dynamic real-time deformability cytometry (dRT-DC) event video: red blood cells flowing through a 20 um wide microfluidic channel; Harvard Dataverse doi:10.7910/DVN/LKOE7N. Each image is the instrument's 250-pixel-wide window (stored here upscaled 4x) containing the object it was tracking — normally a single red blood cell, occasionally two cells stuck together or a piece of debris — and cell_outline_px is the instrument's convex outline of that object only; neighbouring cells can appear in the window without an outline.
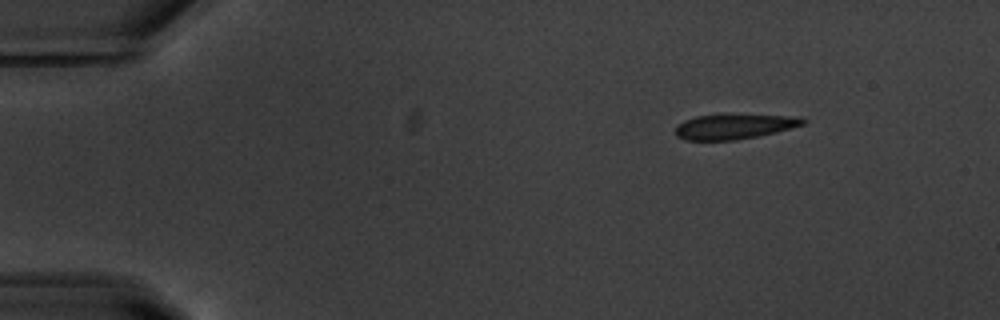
{"species": "common noctule bat (a hibernating species)", "species_latin": "Nyctalus noctula", "temperature_condition": "warm", "stored_images_in_passage": 48, "camera_frame_rate_fps": 3000, "um_per_image_px": 0.085, "animal": {"sex": "male", "body_mass_g": 20.1, "forearm_length_mm": 53.5}, "frame": {"image": 1, "passage_image": 1, "time_ms": 0.0, "image_size_px": [1000, 320], "cell_outline_px": [[808, 120], [804, 124], [776, 132], [736, 140], [684, 140], [676, 136], [676, 124], [684, 120], [696, 116], [788, 116]], "centroid_in_image_um": [62.33, 10.79], "position_along_channel_um": 22.7, "area_um2": 17.86}}
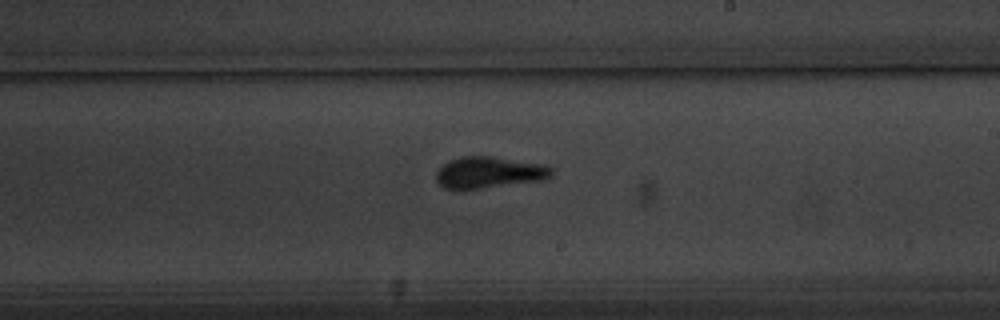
{"frame": {"image": 2, "passage_image": 26, "time_ms": 8.333, "image_size_px": [1000, 320], "cell_outline_px": [[552, 176], [544, 180], [460, 192], [444, 188], [436, 180], [436, 172], [448, 160], [460, 156], [492, 156], [544, 164], [552, 168]], "centroid_in_image_um": [41.54, 14.69], "position_along_channel_um": 247.5, "area_um2": 21.91}}
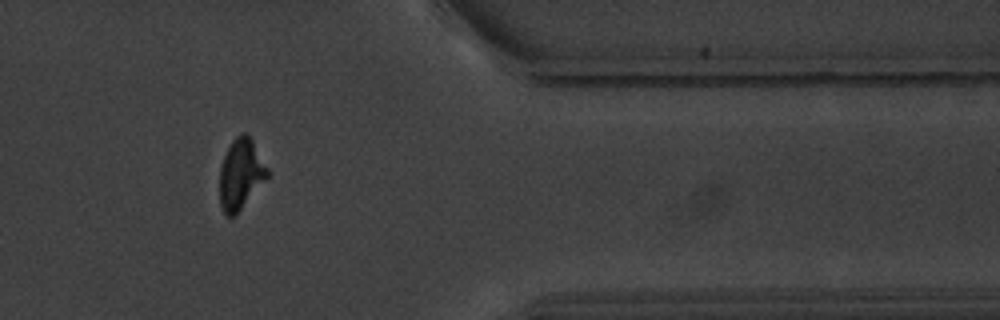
{"frame": {"image": 3, "passage_image": 39, "time_ms": 12.667, "image_size_px": [1000, 320], "cell_outline_px": [[268, 176], [240, 208], [232, 216], [224, 216], [220, 204], [220, 168], [224, 156], [232, 140], [240, 132], [244, 132], [252, 140], [268, 168]], "centroid_in_image_um": [20.44, 14.77], "position_along_channel_um": 391.0, "area_um2": 19.07}, "authors_computed_cell_mechanics": {"area_um2": 20.0277, "velocity_mm_per_s": 3.7208, "shape_relaxation_time_tau1_ms": 3.6047, "shape_relaxation_time_tau2_ms": null, "deformation_change_tau1": 0.1258, "deformation_change_tau2": null}}